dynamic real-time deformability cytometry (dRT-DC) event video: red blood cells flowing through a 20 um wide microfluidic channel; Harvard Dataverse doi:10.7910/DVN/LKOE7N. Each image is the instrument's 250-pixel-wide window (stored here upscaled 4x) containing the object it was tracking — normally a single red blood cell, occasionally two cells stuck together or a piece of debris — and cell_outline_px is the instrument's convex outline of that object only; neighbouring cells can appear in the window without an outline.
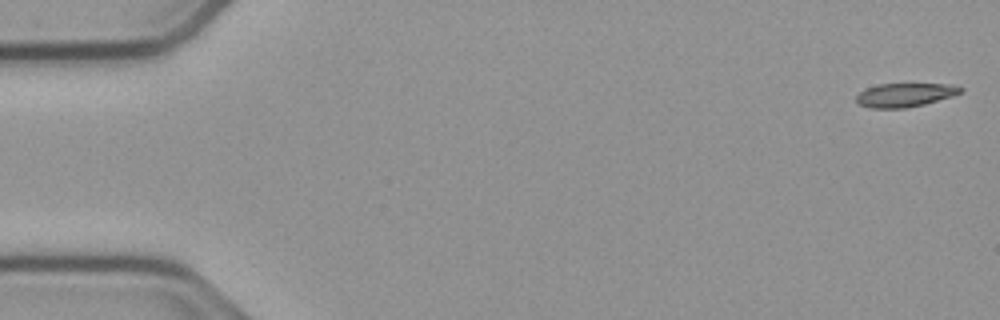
{"species": "common noctule bat (a hibernating species)", "species_latin": "Nyctalus noctula", "temperature_condition": "cold", "stored_images_in_passage": 54, "camera_frame_rate_fps": 3000, "um_per_image_px": 0.085, "animal": {"sex": "male", "body_mass_g": 23.1, "forearm_length_mm": 52.7}, "frame": {"image": 1, "passage_image": 1, "time_ms": 0.0, "image_size_px": [1000, 320], "cell_outline_px": [[964, 88], [960, 92], [952, 96], [924, 104], [904, 108], [868, 108], [860, 104], [856, 100], [856, 96], [860, 92], [868, 88], [880, 84], [948, 84]], "centroid_in_image_um": [76.9, 8.07], "position_along_channel_um": 8.1, "area_um2": 14.16}}
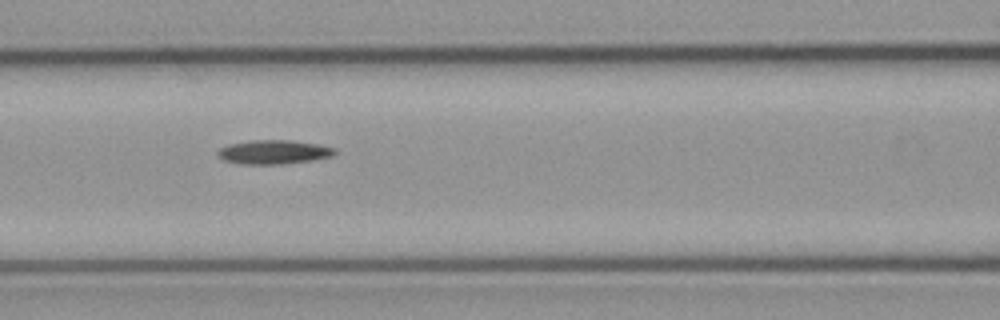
{"frame": {"image": 2, "passage_image": 23, "time_ms": 7.333, "image_size_px": [1000, 320], "cell_outline_px": [[336, 152], [332, 156], [312, 160], [280, 164], [240, 164], [224, 160], [216, 156], [216, 152], [220, 148], [228, 144], [248, 140], [292, 140], [320, 144], [336, 148]], "centroid_in_image_um": [23.24, 12.91], "position_along_channel_um": 143.4, "area_um2": 16.59}}
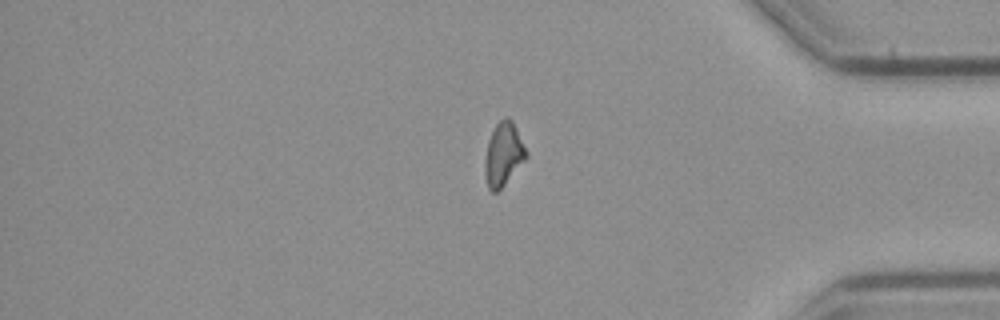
{"frame": {"image": 3, "passage_image": 45, "time_ms": 14.667, "image_size_px": [1000, 320], "cell_outline_px": [[528, 156], [504, 184], [496, 192], [492, 192], [488, 188], [484, 176], [484, 160], [488, 140], [496, 124], [504, 116], [508, 116], [512, 120], [528, 152]], "centroid_in_image_um": [42.77, 13.09], "position_along_channel_um": 392.4, "area_um2": 15.26}}